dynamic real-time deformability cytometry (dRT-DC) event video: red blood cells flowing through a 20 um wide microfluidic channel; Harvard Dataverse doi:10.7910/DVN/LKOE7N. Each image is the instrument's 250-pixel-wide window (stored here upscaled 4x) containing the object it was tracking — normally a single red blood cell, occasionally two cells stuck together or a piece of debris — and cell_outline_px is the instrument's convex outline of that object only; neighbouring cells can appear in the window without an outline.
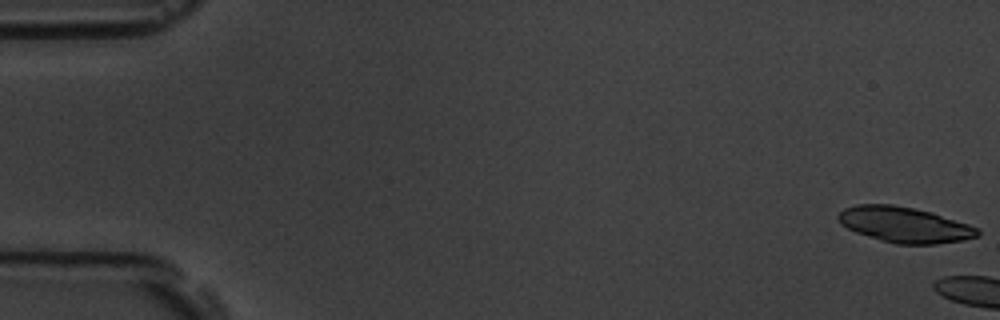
{"species": "common noctule bat (a hibernating species)", "species_latin": "Nyctalus noctula", "temperature_condition": "room temperature", "stored_images_in_passage": 2, "camera_frame_rate_fps": 3000, "um_per_image_px": 0.085, "animal": {"sex": "male", "body_mass_g": 19.5, "forearm_length_mm": 54.6}, "frame": {"image": 1, "passage_image": 1, "time_ms": 0.0, "image_size_px": [1000, 320], "cell_outline_px": [[980, 236], [964, 240], [936, 244], [896, 244], [880, 240], [856, 232], [840, 224], [836, 216], [844, 208], [856, 204], [892, 204], [932, 212], [968, 224], [976, 228], [980, 232]], "centroid_in_image_um": [76.87, 19.1], "position_along_channel_um": 8.1, "area_um2": 28.9}}